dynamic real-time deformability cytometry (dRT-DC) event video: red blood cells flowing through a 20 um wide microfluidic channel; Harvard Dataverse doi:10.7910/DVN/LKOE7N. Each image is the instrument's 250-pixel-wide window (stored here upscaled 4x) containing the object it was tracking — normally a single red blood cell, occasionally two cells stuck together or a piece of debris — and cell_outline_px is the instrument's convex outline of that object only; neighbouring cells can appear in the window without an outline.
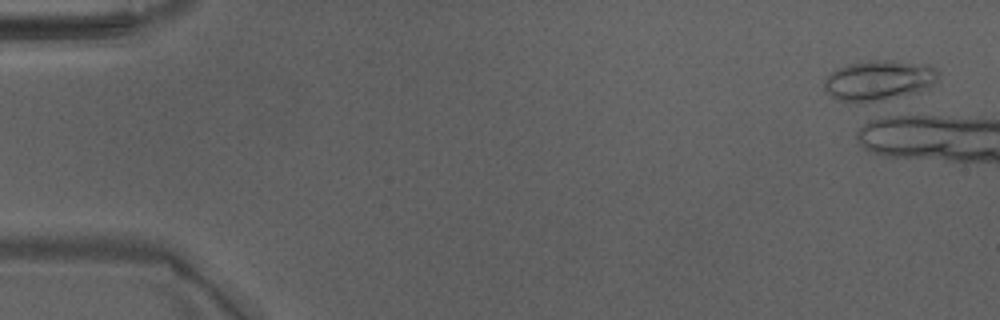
{"species": "Egyptian fruit bat (a non-hibernating species)", "species_latin": "Rousettus aegyptiacus", "temperature_condition": "warm", "stored_images_in_passage": 2, "camera_frame_rate_fps": 3000, "um_per_image_px": 0.085, "animal": {"sex": "male"}, "frame": {"image": 1, "passage_image": 2, "time_ms": 0.333, "image_size_px": [1000, 320], "cell_outline_px": [[940, 76], [928, 88], [920, 92], [872, 104], [848, 104], [836, 100], [824, 92], [824, 80], [836, 68], [848, 64], [868, 60], [892, 60], [928, 64], [936, 68], [940, 72]], "centroid_in_image_um": [74.68, 6.88], "position_along_channel_um": 10.3, "area_um2": 28.03}}